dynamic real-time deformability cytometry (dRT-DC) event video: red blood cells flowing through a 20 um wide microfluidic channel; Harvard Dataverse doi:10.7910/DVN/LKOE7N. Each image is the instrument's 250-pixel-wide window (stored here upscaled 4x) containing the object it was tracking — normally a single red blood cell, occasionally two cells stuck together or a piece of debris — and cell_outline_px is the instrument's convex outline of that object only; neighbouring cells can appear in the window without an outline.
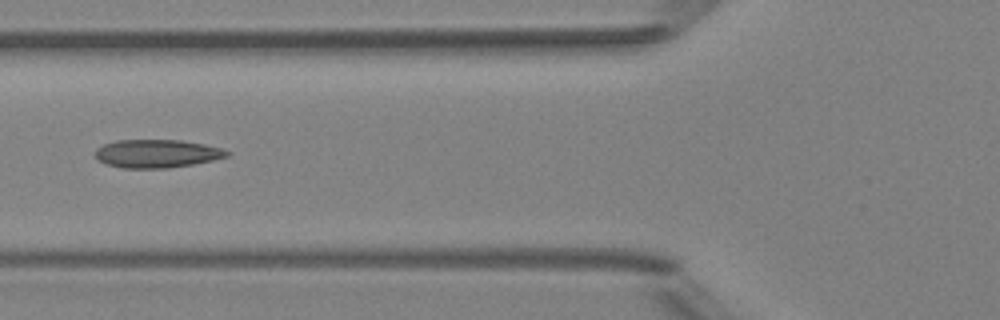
{"species": "Egyptian fruit bat (a non-hibernating species)", "species_latin": "Rousettus aegyptiacus", "temperature_condition": "room temperature", "stored_images_in_passage": 2, "camera_frame_rate_fps": 3000, "um_per_image_px": 0.085, "animal": {"sex": "female"}, "frame": {"image": 1, "passage_image": 2, "time_ms": 1.0, "image_size_px": [1000, 320], "cell_outline_px": [[232, 152], [228, 156], [212, 160], [192, 164], [168, 168], [124, 168], [108, 164], [100, 160], [96, 156], [96, 148], [104, 144], [116, 140], [180, 140], [204, 144], [220, 148]], "centroid_in_image_um": [13.35, 13.05], "position_along_channel_um": 112.4, "area_um2": 21.44}}